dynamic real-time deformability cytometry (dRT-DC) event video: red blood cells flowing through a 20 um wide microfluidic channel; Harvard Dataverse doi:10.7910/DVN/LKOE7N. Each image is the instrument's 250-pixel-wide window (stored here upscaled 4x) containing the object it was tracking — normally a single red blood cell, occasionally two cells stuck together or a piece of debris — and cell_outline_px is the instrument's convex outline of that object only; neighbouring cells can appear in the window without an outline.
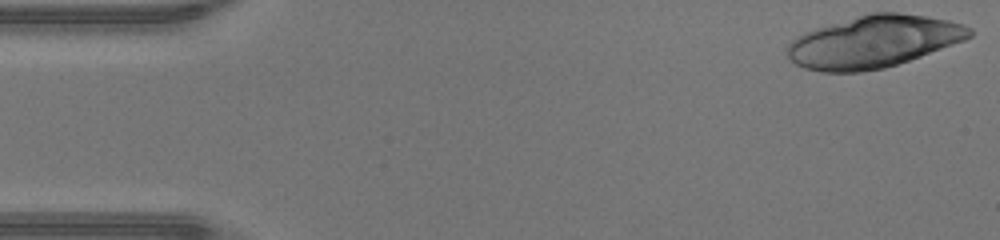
{"species": "human", "species_latin": "Homo sapiens", "temperature_condition": "warm", "stored_images_in_passage": 45, "camera_frame_rate_fps": 3000, "um_per_image_px": 0.085, "donor": {"sex": "male"}, "frame": {"image": 1, "passage_image": 1, "time_ms": 0.0, "image_size_px": [1000, 240], "cell_outline_px": [[972, 36], [964, 40], [920, 56], [884, 68], [860, 72], [820, 72], [804, 68], [796, 64], [788, 56], [788, 44], [792, 40], [816, 28], [872, 12], [896, 12], [924, 16], [948, 20], [964, 24], [972, 28]], "centroid_in_image_um": [74.27, 3.55], "position_along_channel_um": 10.7, "area_um2": 54.62}}